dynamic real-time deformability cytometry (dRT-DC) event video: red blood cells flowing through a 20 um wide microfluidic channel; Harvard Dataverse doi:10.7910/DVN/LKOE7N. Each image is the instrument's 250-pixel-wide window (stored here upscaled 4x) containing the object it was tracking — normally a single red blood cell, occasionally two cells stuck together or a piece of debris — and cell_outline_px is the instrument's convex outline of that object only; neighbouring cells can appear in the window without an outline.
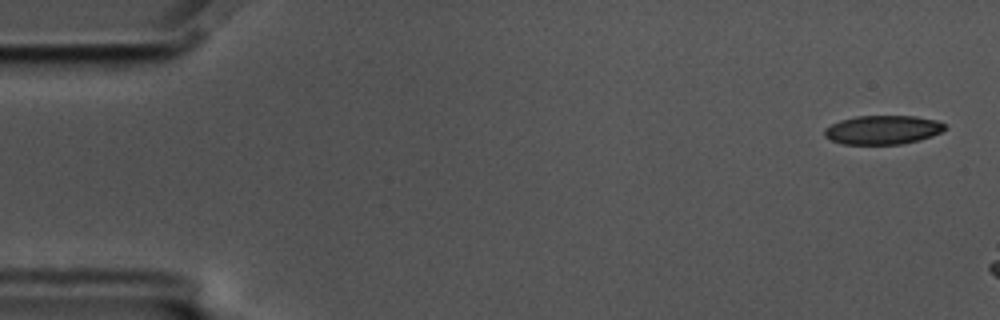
{"species": "common noctule bat (a hibernating species)", "species_latin": "Nyctalus noctula", "temperature_condition": "cold", "stored_images_in_passage": 9, "camera_frame_rate_fps": 3000, "um_per_image_px": 0.085, "animal": {"sex": "male", "body_mass_g": 17.5, "forearm_length_mm": 52.3}, "frame": {"image": 1, "passage_image": 2, "time_ms": 0.333, "image_size_px": [1000, 320], "cell_outline_px": [[948, 128], [932, 136], [920, 140], [900, 144], [844, 144], [832, 140], [824, 136], [824, 128], [840, 120], [856, 116], [916, 116], [936, 120], [944, 124]], "centroid_in_image_um": [75.04, 11.03], "position_along_channel_um": 10.0, "area_um2": 20.29}}